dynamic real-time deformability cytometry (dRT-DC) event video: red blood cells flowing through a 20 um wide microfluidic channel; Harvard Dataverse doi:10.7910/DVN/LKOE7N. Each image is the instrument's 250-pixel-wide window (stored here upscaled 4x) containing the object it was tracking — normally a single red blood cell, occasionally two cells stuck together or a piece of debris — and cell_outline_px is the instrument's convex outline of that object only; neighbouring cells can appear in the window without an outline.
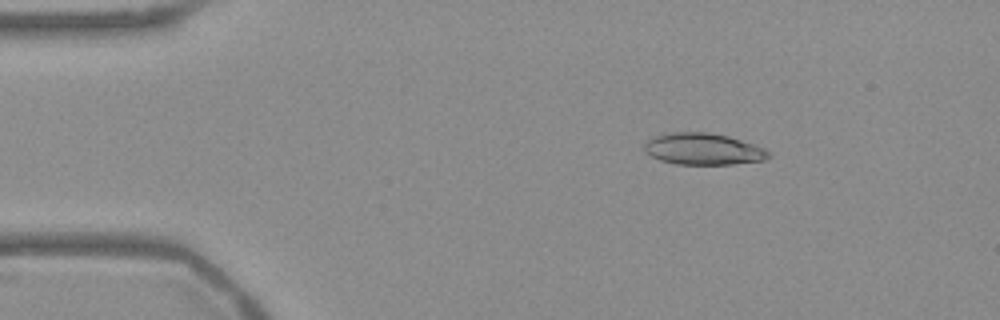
{"species": "Egyptian fruit bat (a non-hibernating species)", "species_latin": "Rousettus aegyptiacus", "temperature_condition": "warm", "stored_images_in_passage": 53, "camera_frame_rate_fps": 3000, "um_per_image_px": 0.085, "frame": {"image": 1, "passage_image": 8, "time_ms": 2.333, "image_size_px": [1000, 320], "cell_outline_px": [[772, 156], [764, 160], [732, 164], [676, 164], [660, 160], [644, 152], [644, 144], [648, 140], [656, 136], [668, 132], [708, 132], [728, 136], [764, 148], [772, 152]], "centroid_in_image_um": [59.78, 12.67], "position_along_channel_um": 25.2, "area_um2": 22.89}}
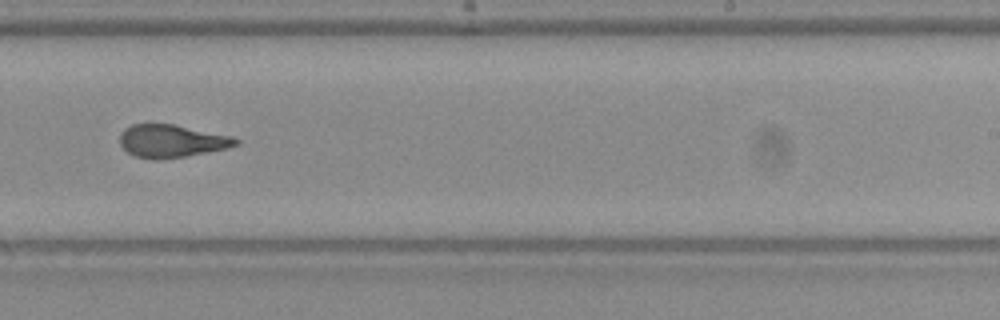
{"frame": {"image": 2, "passage_image": 33, "time_ms": 10.667, "image_size_px": [1000, 320], "cell_outline_px": [[240, 144], [228, 148], [208, 152], [184, 156], [156, 160], [152, 160], [136, 156], [128, 152], [120, 144], [120, 132], [124, 128], [132, 124], [172, 124], [232, 136], [240, 140]], "centroid_in_image_um": [14.59, 11.99], "position_along_channel_um": 274.4, "area_um2": 22.14}}
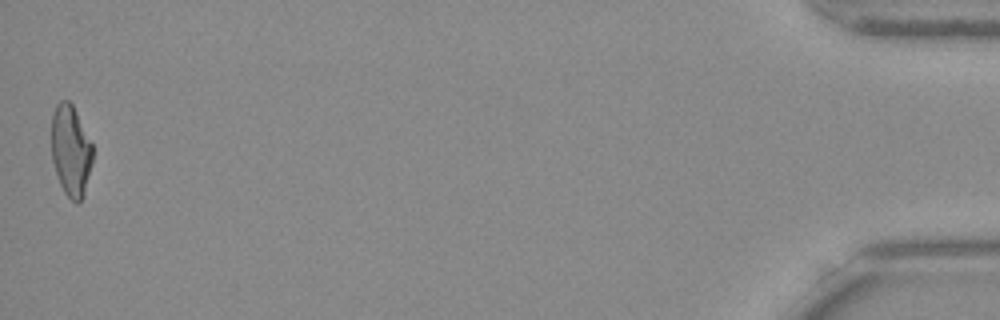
{"frame": {"image": 3, "passage_image": 53, "time_ms": 17.333, "image_size_px": [1000, 320], "cell_outline_px": [[92, 164], [84, 196], [76, 204], [64, 192], [60, 184], [52, 160], [52, 116], [56, 104], [60, 100], [68, 100], [72, 104], [92, 144]], "centroid_in_image_um": [6.02, 12.82], "position_along_channel_um": 429.2, "area_um2": 21.73}, "authors_computed_cell_mechanics": {"area_um2": 22.7154, "velocity_mm_per_s": 3.7825, "shape_relaxation_time_tau1_ms": null, "shape_relaxation_time_tau2_ms": 2.3327, "deformation_change_tau1": null, "deformation_change_tau2": 0.1132}}